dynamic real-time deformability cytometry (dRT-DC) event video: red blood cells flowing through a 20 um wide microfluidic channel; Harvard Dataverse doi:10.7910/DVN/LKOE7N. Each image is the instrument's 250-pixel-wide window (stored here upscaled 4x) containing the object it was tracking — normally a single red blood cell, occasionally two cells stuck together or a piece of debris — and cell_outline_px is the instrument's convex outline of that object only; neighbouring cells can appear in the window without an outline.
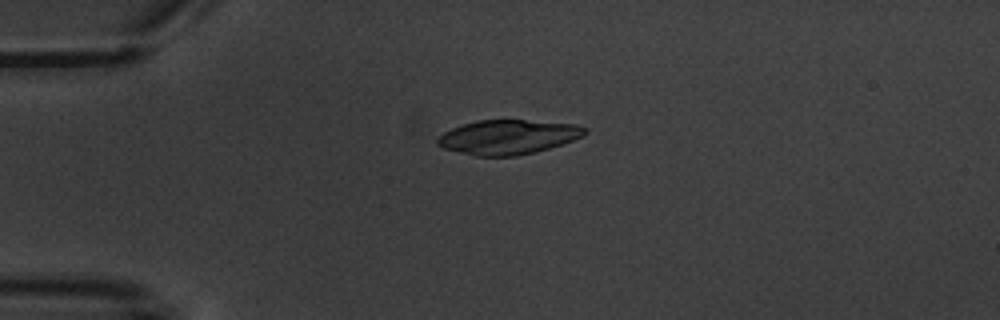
{"species": "common noctule bat (a hibernating species)", "species_latin": "Nyctalus noctula", "temperature_condition": "warm", "stored_images_in_passage": 5, "camera_frame_rate_fps": 3000, "um_per_image_px": 0.085, "animal": {"sex": "male", "body_mass_g": 20.1, "forearm_length_mm": 53.5}, "frame": {"image": 1, "passage_image": 4, "time_ms": 3.667, "image_size_px": [1000, 320], "cell_outline_px": [[588, 132], [584, 136], [548, 148], [516, 156], [476, 156], [444, 148], [436, 144], [436, 136], [452, 128], [476, 120], [524, 120], [576, 124], [588, 128]], "centroid_in_image_um": [43.17, 11.64], "position_along_channel_um": 41.8, "area_um2": 29.48}}